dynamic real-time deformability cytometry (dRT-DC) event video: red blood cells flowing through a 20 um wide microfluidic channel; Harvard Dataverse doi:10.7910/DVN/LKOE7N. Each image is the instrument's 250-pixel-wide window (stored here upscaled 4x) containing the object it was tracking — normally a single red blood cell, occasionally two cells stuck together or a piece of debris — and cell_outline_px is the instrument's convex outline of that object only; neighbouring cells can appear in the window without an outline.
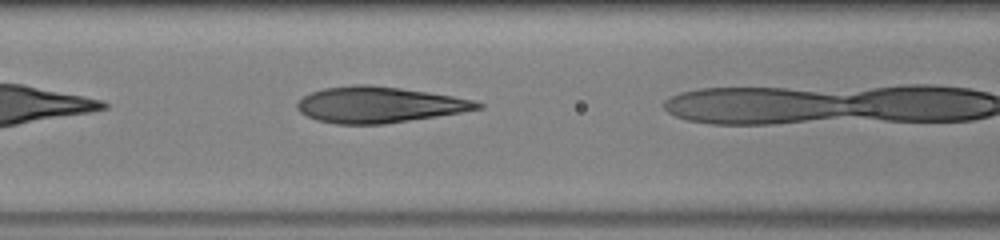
{"species": "human", "species_latin": "Homo sapiens", "temperature_condition": "warm", "stored_images_in_passage": 5, "camera_frame_rate_fps": 3000, "um_per_image_px": 0.085, "donor": {"sex": "male"}, "frame": {"image": 1, "passage_image": 4, "time_ms": 1.0, "image_size_px": [1000, 240], "cell_outline_px": [[484, 108], [436, 116], [384, 124], [336, 124], [316, 120], [300, 112], [296, 108], [296, 104], [304, 96], [312, 92], [324, 88], [352, 84], [368, 84], [400, 88], [428, 92], [452, 96], [472, 100], [484, 104]], "centroid_in_image_um": [32.19, 8.9], "position_along_channel_um": 134.4, "area_um2": 37.63}}